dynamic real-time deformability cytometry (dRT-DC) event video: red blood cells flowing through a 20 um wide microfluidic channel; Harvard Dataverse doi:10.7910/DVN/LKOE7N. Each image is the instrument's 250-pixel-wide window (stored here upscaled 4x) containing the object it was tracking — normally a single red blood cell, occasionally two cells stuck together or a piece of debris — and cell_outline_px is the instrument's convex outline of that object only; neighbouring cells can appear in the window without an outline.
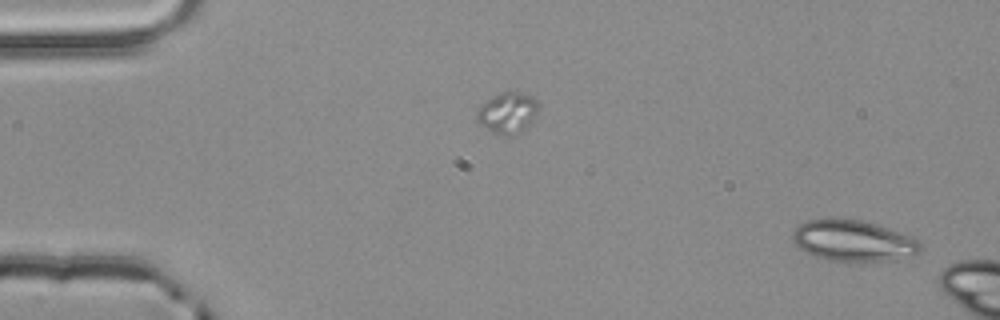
{"species": "common noctule bat (a hibernating species)", "species_latin": "Nyctalus noctula", "temperature_condition": "room temperature", "stored_images_in_passage": 3, "segment_of_instrument_passage": [2, 2], "camera_frame_rate_fps": 3000, "um_per_image_px": 0.085, "animal": {"sex": "male", "body_mass_g": 20.4}, "frame": {"image": 1, "passage_image": 3, "time_ms": 0.667, "image_size_px": [1000, 320], "cell_outline_px": [[920, 252], [912, 256], [888, 260], [828, 260], [816, 256], [800, 248], [792, 240], [792, 232], [800, 224], [808, 220], [828, 216], [832, 216], [860, 220], [876, 224], [912, 236], [920, 244]], "centroid_in_image_um": [72.49, 20.41], "position_along_channel_um": 12.5, "area_um2": 30.52}}